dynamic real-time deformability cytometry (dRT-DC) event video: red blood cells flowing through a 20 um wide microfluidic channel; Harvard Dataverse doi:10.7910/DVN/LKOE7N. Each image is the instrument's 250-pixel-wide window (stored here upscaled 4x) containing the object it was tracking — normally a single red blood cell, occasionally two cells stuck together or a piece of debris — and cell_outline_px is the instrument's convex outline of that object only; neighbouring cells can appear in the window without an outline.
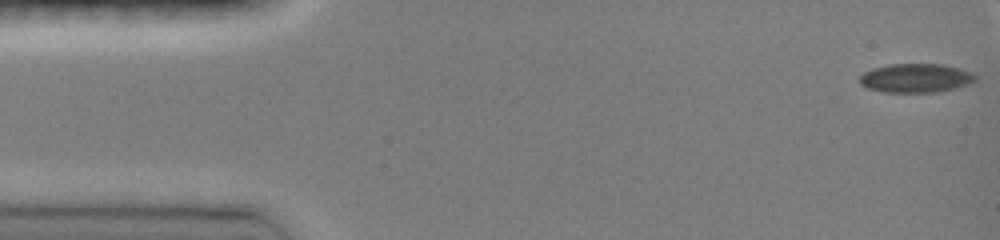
{"species": "common noctule bat (a hibernating species)", "species_latin": "Nyctalus noctula", "temperature_condition": "room temperature", "stored_images_in_passage": 42, "camera_frame_rate_fps": 3000, "um_per_image_px": 0.085, "animal": {"sex": "female", "body_mass_g": 19.0, "forearm_length_mm": 51.5}, "frame": {"image": 1, "passage_image": 1, "time_ms": 0.0, "image_size_px": [1000, 240], "cell_outline_px": [[976, 80], [968, 84], [936, 92], [884, 92], [868, 88], [860, 84], [860, 76], [864, 72], [872, 68], [888, 64], [944, 64], [960, 68], [972, 72], [976, 76]], "centroid_in_image_um": [77.83, 6.62], "position_along_channel_um": 7.2, "area_um2": 19.48}}
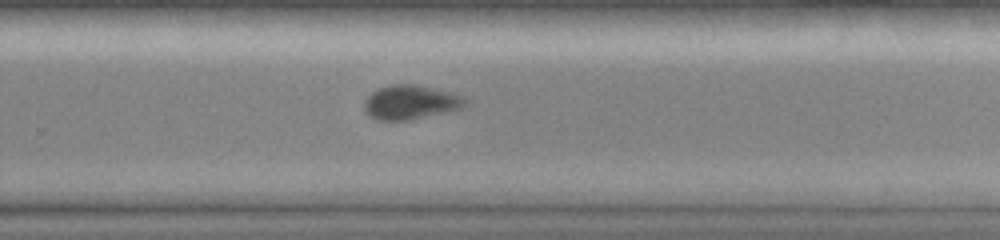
{"frame": {"image": 2, "passage_image": 31, "time_ms": 10.0, "image_size_px": [1000, 240], "cell_outline_px": [[468, 100], [460, 108], [448, 112], [408, 120], [376, 120], [364, 112], [364, 100], [372, 92], [380, 88], [392, 84], [416, 84], [464, 96]], "centroid_in_image_um": [34.87, 8.7], "position_along_channel_um": 294.9, "area_um2": 20.06}}
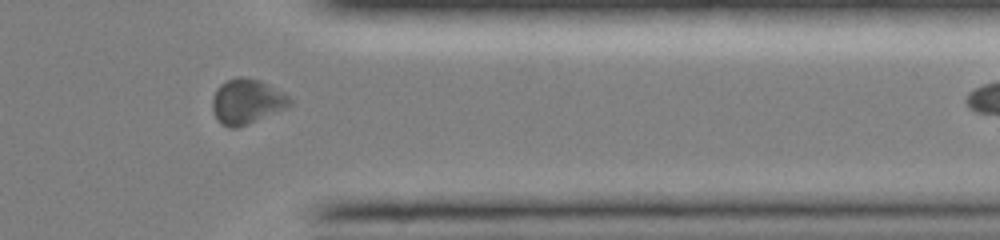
{"frame": {"image": 3, "passage_image": 38, "time_ms": 12.333, "image_size_px": [1000, 240], "cell_outline_px": [[292, 104], [288, 108], [248, 124], [236, 128], [228, 128], [220, 124], [212, 108], [212, 100], [216, 88], [220, 84], [236, 76], [244, 76], [260, 80], [284, 92], [292, 100]], "centroid_in_image_um": [20.99, 8.62], "position_along_channel_um": 390.4, "area_um2": 20.58}}